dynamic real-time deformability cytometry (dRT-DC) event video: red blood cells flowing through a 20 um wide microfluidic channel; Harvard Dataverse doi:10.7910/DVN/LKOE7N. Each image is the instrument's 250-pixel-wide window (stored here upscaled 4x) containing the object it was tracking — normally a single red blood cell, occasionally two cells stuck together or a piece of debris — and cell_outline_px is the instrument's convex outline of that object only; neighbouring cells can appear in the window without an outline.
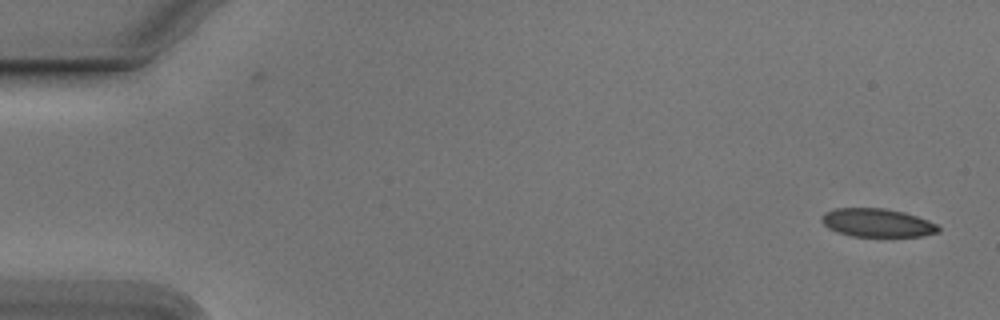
{"species": "Egyptian fruit bat (a non-hibernating species)", "species_latin": "Rousettus aegyptiacus", "temperature_condition": "cold", "stored_images_in_passage": 53, "camera_frame_rate_fps": 3000, "um_per_image_px": 0.085, "animal": {"sex": "male"}, "frame": {"image": 1, "passage_image": 1, "time_ms": 0.0, "image_size_px": [1000, 320], "cell_outline_px": [[940, 232], [924, 236], [852, 236], [828, 228], [820, 220], [820, 216], [824, 212], [836, 208], [884, 208], [904, 212], [928, 220], [936, 224], [940, 228]], "centroid_in_image_um": [74.56, 18.93], "position_along_channel_um": 10.4, "area_um2": 19.31}}
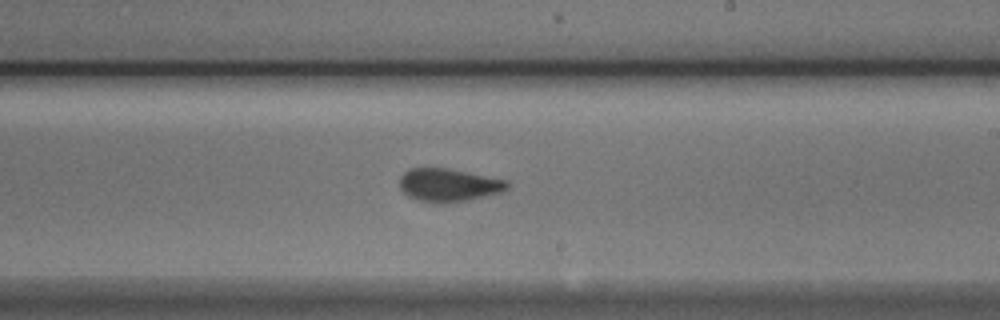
{"frame": {"image": 2, "passage_image": 31, "time_ms": 10.0, "image_size_px": [1000, 320], "cell_outline_px": [[508, 188], [504, 192], [468, 200], [444, 204], [432, 204], [416, 200], [408, 196], [400, 188], [400, 176], [408, 168], [448, 168], [508, 180]], "centroid_in_image_um": [38.13, 15.75], "position_along_channel_um": 250.9, "area_um2": 21.15}}
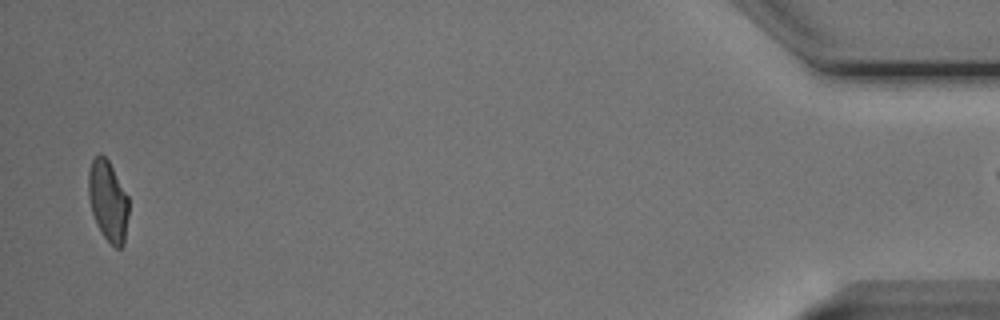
{"frame": {"image": 3, "passage_image": 52, "time_ms": 17.0, "image_size_px": [1000, 320], "cell_outline_px": [[128, 216], [124, 244], [120, 248], [116, 248], [104, 236], [96, 224], [92, 212], [88, 196], [88, 172], [92, 160], [100, 152], [108, 160], [128, 196]], "centroid_in_image_um": [9.17, 17.07], "position_along_channel_um": 426.0, "area_um2": 18.84}}